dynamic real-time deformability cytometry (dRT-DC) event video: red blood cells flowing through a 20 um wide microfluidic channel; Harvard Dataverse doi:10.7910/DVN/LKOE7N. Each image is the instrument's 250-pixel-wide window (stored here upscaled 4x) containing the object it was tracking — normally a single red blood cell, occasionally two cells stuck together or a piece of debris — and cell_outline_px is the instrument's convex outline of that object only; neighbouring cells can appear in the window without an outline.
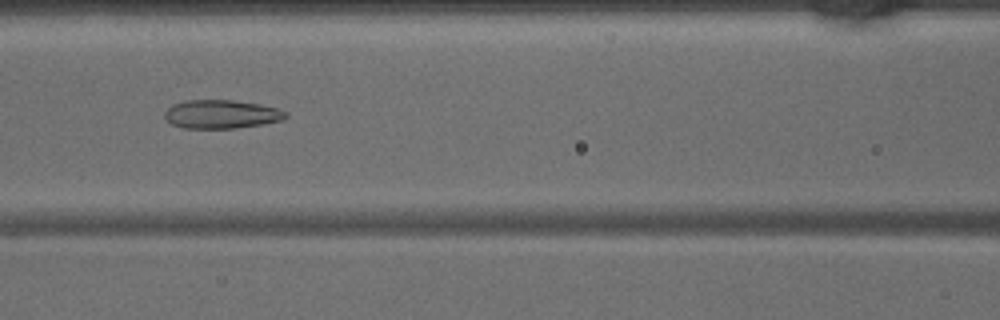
{"species": "common noctule bat (a hibernating species)", "species_latin": "Nyctalus noctula", "temperature_condition": "warm", "stored_images_in_passage": 44, "camera_frame_rate_fps": 3000, "um_per_image_px": 0.085, "animal": {"sex": "male", "body_mass_g": 15.6}, "frame": {"image": 1, "passage_image": 19, "time_ms": 6.0, "image_size_px": [1000, 320], "cell_outline_px": [[288, 116], [280, 120], [260, 124], [236, 128], [184, 128], [172, 124], [164, 116], [164, 112], [172, 104], [184, 100], [232, 100], [260, 104], [276, 108], [288, 112]], "centroid_in_image_um": [18.79, 9.7], "position_along_channel_um": 147.8, "area_um2": 20.06}}
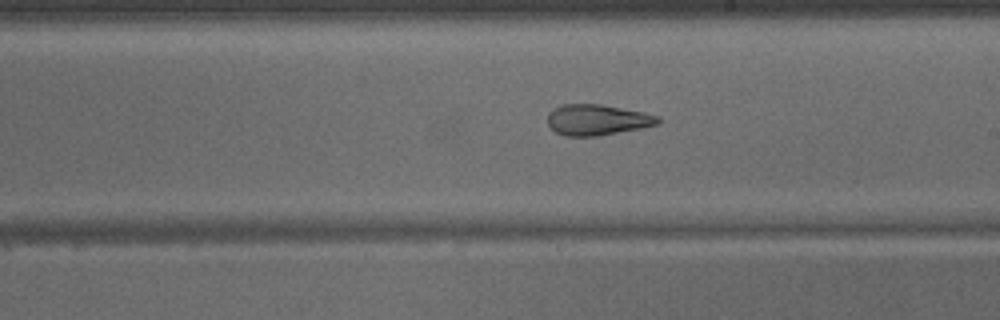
{"frame": {"image": 2, "passage_image": 25, "time_ms": 8.0, "image_size_px": [1000, 320], "cell_outline_px": [[660, 124], [644, 128], [596, 136], [564, 136], [556, 132], [548, 124], [548, 112], [552, 108], [560, 104], [600, 104], [644, 112], [656, 116], [660, 120]], "centroid_in_image_um": [50.75, 10.18], "position_along_channel_um": 238.3, "area_um2": 19.94}}
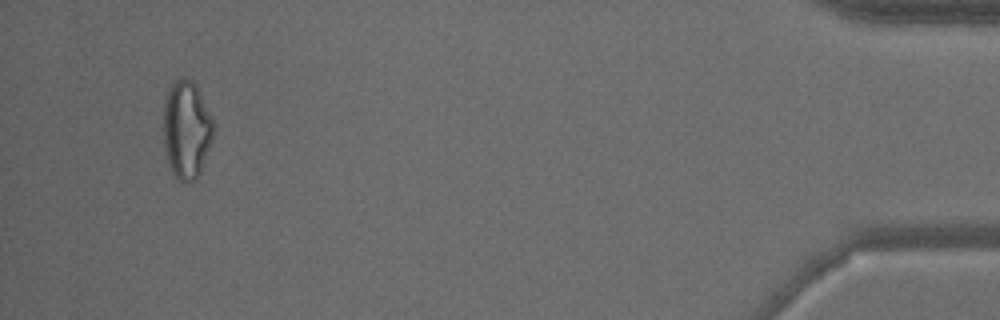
{"frame": {"image": 3, "passage_image": 42, "time_ms": 13.667, "image_size_px": [1000, 320], "cell_outline_px": [[212, 136], [200, 172], [196, 180], [180, 180], [172, 172], [168, 164], [164, 148], [164, 100], [172, 84], [176, 80], [184, 76], [192, 80], [196, 84], [212, 120]], "centroid_in_image_um": [15.82, 10.99], "position_along_channel_um": 419.4, "area_um2": 27.92}}